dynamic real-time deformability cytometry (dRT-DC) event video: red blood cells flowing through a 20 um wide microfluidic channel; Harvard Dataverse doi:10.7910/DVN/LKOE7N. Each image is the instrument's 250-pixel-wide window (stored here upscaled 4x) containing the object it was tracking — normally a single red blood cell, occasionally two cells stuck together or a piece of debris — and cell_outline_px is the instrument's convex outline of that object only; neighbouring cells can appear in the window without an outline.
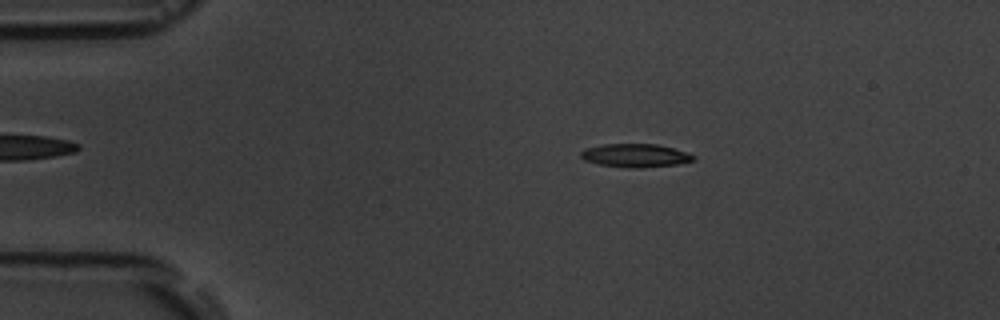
{"species": "common noctule bat (a hibernating species)", "species_latin": "Nyctalus noctula", "temperature_condition": "room temperature", "stored_images_in_passage": 14, "camera_frame_rate_fps": 3000, "um_per_image_px": 0.085, "animal": {"sex": "male", "body_mass_g": 19.5, "forearm_length_mm": 54.6}, "frame": {"image": 1, "passage_image": 1, "time_ms": 0.0, "image_size_px": [1000, 320], "cell_outline_px": [[696, 156], [692, 160], [676, 164], [640, 168], [628, 168], [600, 164], [584, 160], [580, 156], [580, 152], [588, 148], [600, 144], [656, 144], [688, 152]], "centroid_in_image_um": [53.99, 13.21], "position_along_channel_um": 31.0, "area_um2": 15.2}}
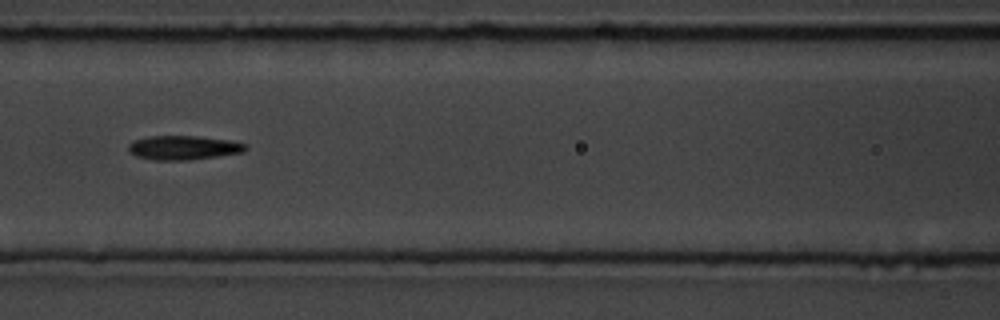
{"frame": {"image": 2, "passage_image": 5, "time_ms": 4.667, "image_size_px": [1000, 320], "cell_outline_px": [[248, 148], [244, 152], [188, 160], [152, 160], [136, 156], [128, 152], [128, 144], [132, 140], [148, 136], [200, 136], [232, 140], [248, 144]], "centroid_in_image_um": [15.59, 12.54], "position_along_channel_um": 151.0, "area_um2": 16.76}}
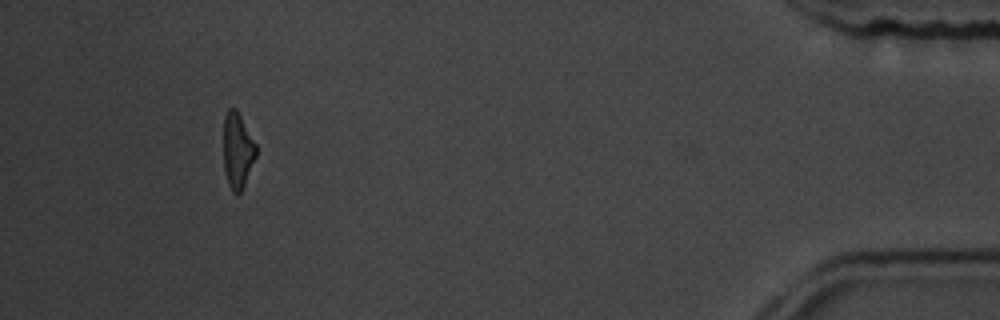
{"frame": {"image": 3, "passage_image": 13, "time_ms": 13.667, "image_size_px": [1000, 320], "cell_outline_px": [[256, 156], [244, 184], [240, 192], [232, 192], [228, 184], [224, 168], [224, 116], [228, 108], [236, 108], [256, 144]], "centroid_in_image_um": [20.18, 12.76], "position_along_channel_um": 415.0, "area_um2": 14.1}}